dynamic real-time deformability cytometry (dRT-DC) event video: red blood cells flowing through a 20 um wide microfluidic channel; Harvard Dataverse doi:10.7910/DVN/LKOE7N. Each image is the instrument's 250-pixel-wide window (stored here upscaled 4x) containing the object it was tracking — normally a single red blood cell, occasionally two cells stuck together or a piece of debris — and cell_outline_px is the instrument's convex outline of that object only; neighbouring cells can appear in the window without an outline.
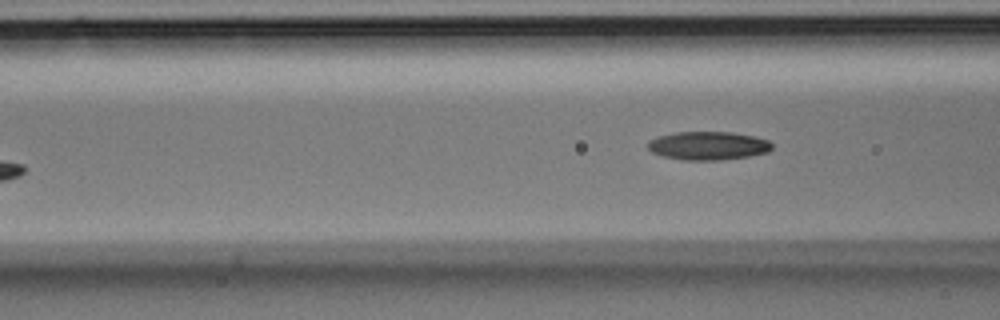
{"species": "Egyptian fruit bat (a non-hibernating species)", "species_latin": "Rousettus aegyptiacus", "temperature_condition": "room temperature", "stored_images_in_passage": 4, "camera_frame_rate_fps": 3000, "um_per_image_px": 0.085, "animal": {"sex": "male"}, "frame": {"image": 1, "passage_image": 4, "time_ms": 1.0, "image_size_px": [1000, 320], "cell_outline_px": [[772, 148], [768, 152], [748, 156], [720, 160], [684, 160], [664, 156], [652, 152], [648, 148], [648, 140], [660, 136], [676, 132], [732, 132], [752, 136], [768, 140], [772, 144]], "centroid_in_image_um": [60.19, 12.38], "position_along_channel_um": 106.4, "area_um2": 20.4}}